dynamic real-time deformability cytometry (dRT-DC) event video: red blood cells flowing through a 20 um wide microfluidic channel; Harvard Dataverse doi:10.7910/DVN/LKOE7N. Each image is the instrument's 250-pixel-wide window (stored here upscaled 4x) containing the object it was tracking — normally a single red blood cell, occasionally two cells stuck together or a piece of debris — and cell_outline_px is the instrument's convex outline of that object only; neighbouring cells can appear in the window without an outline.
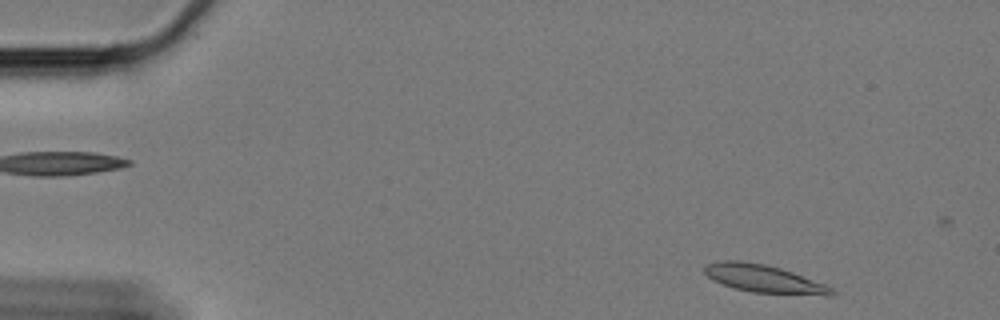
{"species": "Egyptian fruit bat (a non-hibernating species)", "species_latin": "Rousettus aegyptiacus", "temperature_condition": "cold", "stored_images_in_passage": 12, "camera_frame_rate_fps": 3000, "um_per_image_px": 0.085, "animal": {"sex": "female"}, "frame": {"image": 1, "passage_image": 2, "time_ms": 0.333, "image_size_px": [1000, 320], "cell_outline_px": [[836, 296], [824, 296], [752, 292], [736, 288], [712, 280], [704, 272], [704, 264], [720, 260], [740, 260], [764, 264], [780, 268], [792, 272], [824, 284], [832, 288], [836, 292]], "centroid_in_image_um": [64.95, 23.7], "position_along_channel_um": 20.1, "area_um2": 20.69}}